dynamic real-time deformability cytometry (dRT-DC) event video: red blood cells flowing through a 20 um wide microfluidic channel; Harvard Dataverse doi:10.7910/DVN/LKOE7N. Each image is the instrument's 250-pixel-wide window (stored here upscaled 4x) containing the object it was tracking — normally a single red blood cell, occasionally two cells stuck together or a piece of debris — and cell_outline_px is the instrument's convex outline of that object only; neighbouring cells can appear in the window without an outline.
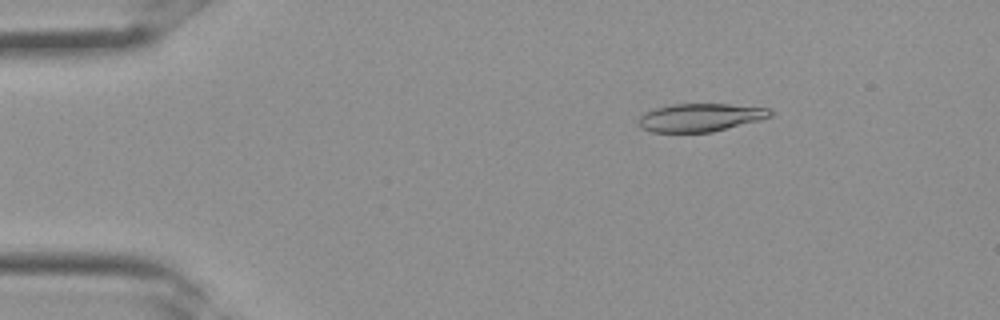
{"species": "Egyptian fruit bat (a non-hibernating species)", "species_latin": "Rousettus aegyptiacus", "temperature_condition": "room temperature", "stored_images_in_passage": 33, "camera_frame_rate_fps": 3000, "um_per_image_px": 0.085, "frame": {"image": 1, "passage_image": 5, "time_ms": 1.333, "image_size_px": [1000, 320], "cell_outline_px": [[772, 116], [760, 120], [712, 132], [652, 132], [640, 128], [636, 124], [636, 120], [644, 112], [652, 108], [672, 104], [728, 104], [768, 108], [772, 112]], "centroid_in_image_um": [59.45, 9.99], "position_along_channel_um": 25.6, "area_um2": 21.79}}
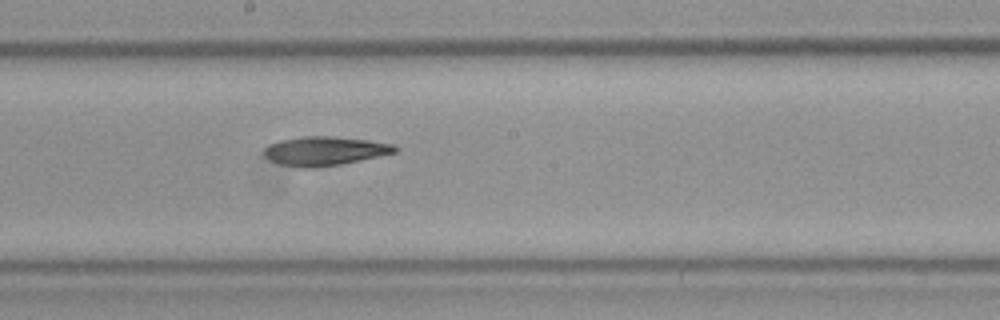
{"frame": {"image": 2, "passage_image": 18, "time_ms": 5.667, "image_size_px": [1000, 320], "cell_outline_px": [[400, 148], [396, 152], [360, 160], [340, 164], [316, 168], [300, 168], [280, 164], [264, 156], [264, 148], [268, 144], [280, 140], [304, 136], [332, 136], [368, 140], [396, 144]], "centroid_in_image_um": [27.61, 12.83], "position_along_channel_um": 220.6, "area_um2": 22.2}}
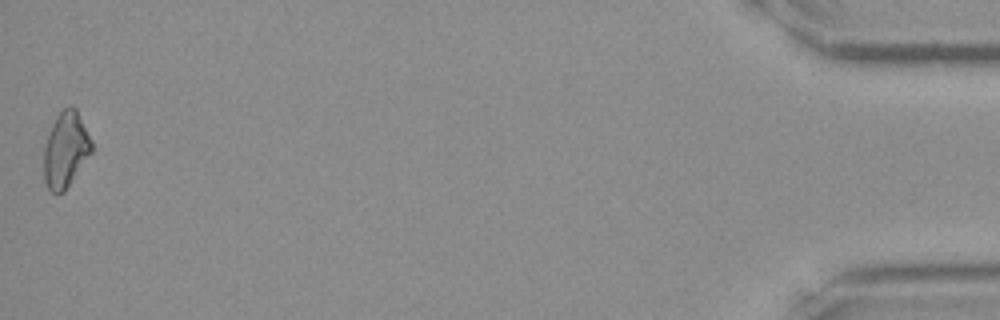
{"frame": {"image": 3, "passage_image": 33, "time_ms": 10.667, "image_size_px": [1000, 320], "cell_outline_px": [[92, 152], [64, 192], [52, 192], [48, 188], [44, 180], [44, 148], [52, 124], [56, 116], [64, 108], [72, 104], [76, 108], [92, 140]], "centroid_in_image_um": [5.59, 12.7], "position_along_channel_um": 429.6, "area_um2": 20.92}}